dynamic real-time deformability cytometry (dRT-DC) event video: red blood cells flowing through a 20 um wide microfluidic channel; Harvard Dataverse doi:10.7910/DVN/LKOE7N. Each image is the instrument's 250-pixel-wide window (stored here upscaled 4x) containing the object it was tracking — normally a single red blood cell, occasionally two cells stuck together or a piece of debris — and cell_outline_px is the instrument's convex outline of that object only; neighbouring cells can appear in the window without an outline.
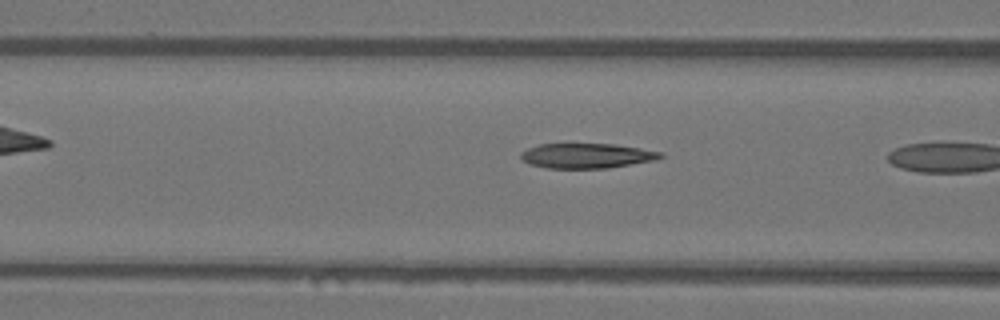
{"species": "Egyptian fruit bat (a non-hibernating species)", "species_latin": "Rousettus aegyptiacus", "temperature_condition": "warm", "stored_images_in_passage": 5, "camera_frame_rate_fps": 3000, "um_per_image_px": 0.085, "animal": {"sex": "female"}, "frame": {"image": 1, "passage_image": 4, "time_ms": 1.0, "image_size_px": [1000, 320], "cell_outline_px": [[664, 156], [656, 160], [608, 168], [548, 168], [532, 164], [524, 160], [520, 156], [520, 152], [528, 148], [540, 144], [616, 144], [664, 152]], "centroid_in_image_um": [49.92, 13.23], "position_along_channel_um": 116.7, "area_um2": 20.23}}